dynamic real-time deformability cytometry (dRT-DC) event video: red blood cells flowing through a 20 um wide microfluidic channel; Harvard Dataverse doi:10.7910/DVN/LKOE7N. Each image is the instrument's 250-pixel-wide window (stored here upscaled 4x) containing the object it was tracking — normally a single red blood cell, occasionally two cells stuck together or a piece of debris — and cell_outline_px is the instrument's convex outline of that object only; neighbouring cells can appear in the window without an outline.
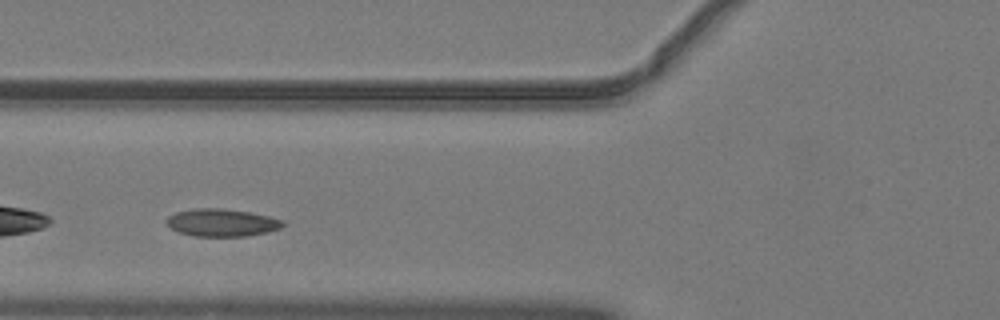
{"species": "common noctule bat (a hibernating species)", "species_latin": "Nyctalus noctula", "temperature_condition": "warm", "stored_images_in_passage": 29, "camera_frame_rate_fps": 3000, "um_per_image_px": 0.085, "animal": {"sex": "male", "body_mass_g": 19.2, "forearm_length_mm": 51.8}, "frame": {"image": 1, "passage_image": 5, "time_ms": 1.333, "image_size_px": [1000, 320], "cell_outline_px": [[284, 224], [280, 228], [268, 232], [248, 236], [192, 236], [180, 232], [172, 228], [168, 224], [168, 216], [176, 212], [192, 208], [224, 208], [248, 212], [268, 216], [284, 220]], "centroid_in_image_um": [18.87, 18.92], "position_along_channel_um": 106.9, "area_um2": 18.61}}
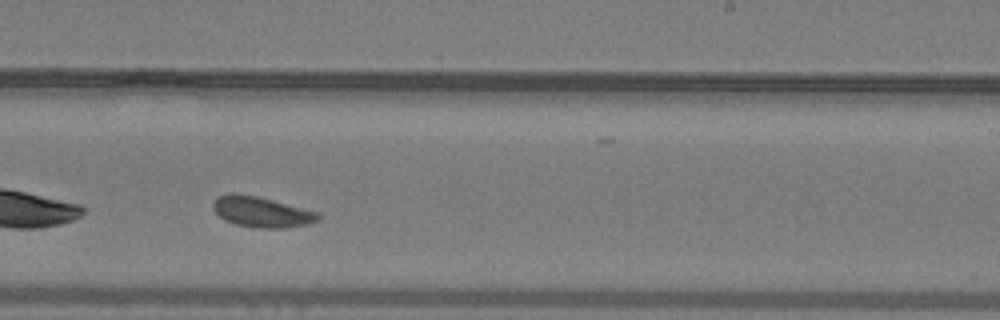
{"frame": {"image": 2, "passage_image": 17, "time_ms": 5.333, "image_size_px": [1000, 320], "cell_outline_px": [[320, 216], [316, 220], [308, 224], [284, 228], [256, 228], [236, 224], [224, 220], [212, 208], [212, 204], [220, 196], [228, 192], [232, 192], [256, 196], [320, 212]], "centroid_in_image_um": [22.22, 18.01], "position_along_channel_um": 266.8, "area_um2": 18.61}, "authors_computed_cell_mechanics": {"area_um2": 18.3804, "velocity_mm_per_s": 3.9986, "shape_relaxation_time_tau1_ms": 4.1329, "shape_relaxation_time_tau2_ms": 1.4577, "deformation_change_tau1": 0.0856, "deformation_change_tau2": 0.0709}}